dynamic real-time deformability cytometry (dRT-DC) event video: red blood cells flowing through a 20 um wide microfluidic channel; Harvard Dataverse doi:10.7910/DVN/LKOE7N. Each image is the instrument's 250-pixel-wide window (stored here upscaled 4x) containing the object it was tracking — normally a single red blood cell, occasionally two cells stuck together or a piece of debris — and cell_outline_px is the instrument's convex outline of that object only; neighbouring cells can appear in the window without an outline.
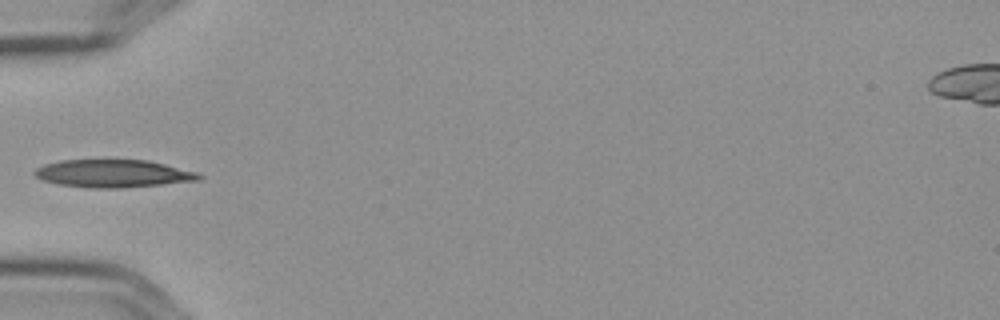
{"species": "Egyptian fruit bat (a non-hibernating species)", "species_latin": "Rousettus aegyptiacus", "temperature_condition": "cold", "stored_images_in_passage": 10, "camera_frame_rate_fps": 3000, "um_per_image_px": 0.085, "frame": {"image": 1, "passage_image": 7, "time_ms": 2.0, "image_size_px": [1000, 320], "cell_outline_px": [[204, 176], [200, 180], [120, 188], [92, 188], [60, 184], [44, 180], [36, 176], [32, 172], [36, 168], [44, 164], [60, 160], [148, 160], [196, 172]], "centroid_in_image_um": [9.6, 14.74], "position_along_channel_um": 75.4, "area_um2": 26.3}}
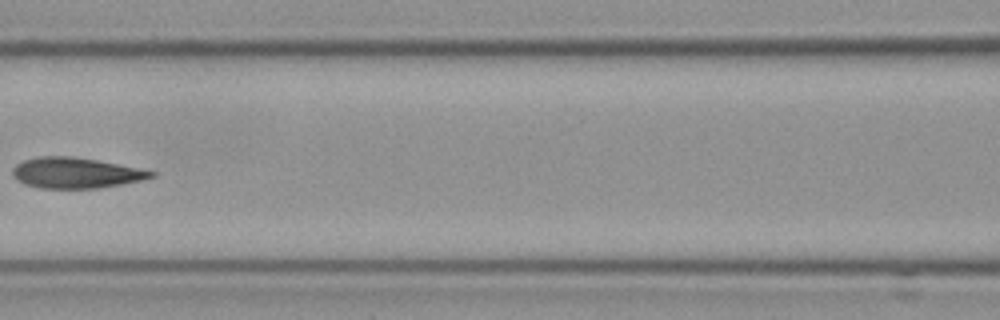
{"frame": {"image": 2, "passage_image": 9, "time_ms": 2.667, "image_size_px": [1000, 320], "cell_outline_px": [[156, 176], [140, 180], [120, 184], [96, 188], [40, 188], [24, 184], [16, 180], [12, 176], [12, 168], [16, 164], [24, 160], [40, 156], [72, 156], [96, 160], [156, 172]], "centroid_in_image_um": [6.36, 14.69], "position_along_channel_um": 160.2, "area_um2": 24.51}}
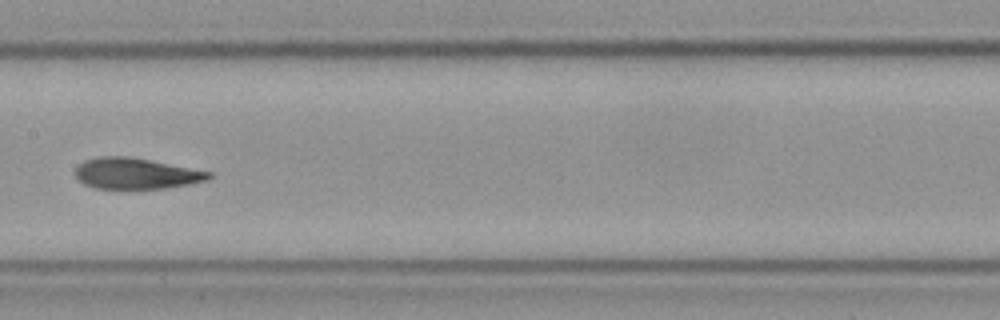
{"frame": {"image": 3, "passage_image": 10, "time_ms": 3.0, "image_size_px": [1000, 320], "cell_outline_px": [[212, 176], [204, 180], [188, 184], [164, 188], [96, 188], [84, 184], [76, 176], [76, 168], [84, 160], [96, 156], [128, 156], [212, 172]], "centroid_in_image_um": [11.52, 14.73], "position_along_channel_um": 195.9, "area_um2": 23.7}}